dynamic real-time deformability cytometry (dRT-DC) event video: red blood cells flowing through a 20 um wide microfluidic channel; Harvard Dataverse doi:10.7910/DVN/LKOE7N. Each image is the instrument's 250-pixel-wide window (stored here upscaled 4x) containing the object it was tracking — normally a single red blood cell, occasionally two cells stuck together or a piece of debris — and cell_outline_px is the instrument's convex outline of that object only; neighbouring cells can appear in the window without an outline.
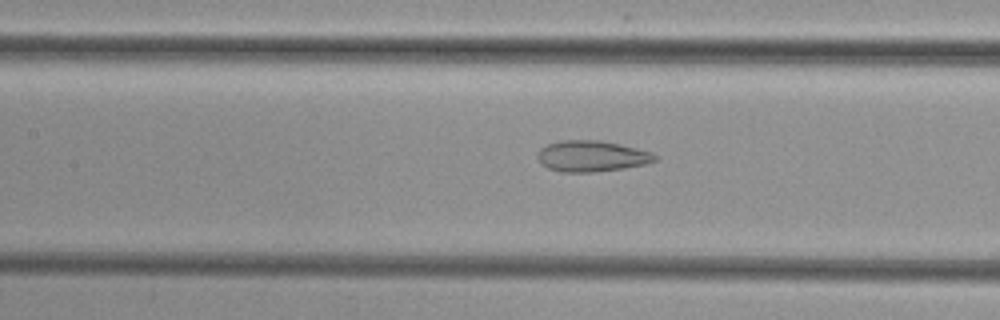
{"species": "common noctule bat (a hibernating species)", "species_latin": "Nyctalus noctula", "temperature_condition": "cold", "stored_images_in_passage": 50, "camera_frame_rate_fps": 3000, "um_per_image_px": 0.085, "animal": {"sex": "female", "body_mass_g": 29.2, "forearm_length_mm": 56.3}, "frame": {"image": 1, "passage_image": 22, "time_ms": 7.0, "image_size_px": [1000, 320], "cell_outline_px": [[656, 160], [644, 164], [624, 168], [592, 172], [560, 172], [548, 168], [540, 164], [536, 156], [536, 152], [540, 148], [548, 144], [560, 140], [600, 140], [620, 144], [652, 152], [656, 156]], "centroid_in_image_um": [50.23, 13.27], "position_along_channel_um": 157.2, "area_um2": 21.33}}
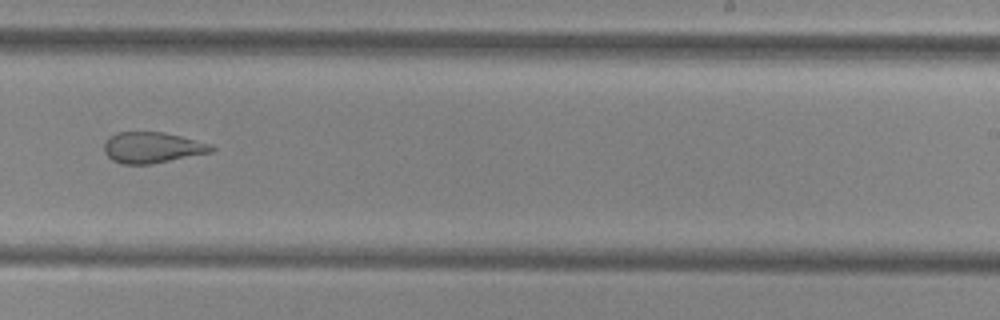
{"frame": {"image": 2, "passage_image": 31, "time_ms": 10.0, "image_size_px": [1000, 320], "cell_outline_px": [[216, 148], [212, 152], [152, 164], [120, 164], [112, 160], [104, 152], [104, 144], [108, 136], [116, 132], [164, 132], [212, 144]], "centroid_in_image_um": [12.93, 12.54], "position_along_channel_um": 276.1, "area_um2": 19.48}}
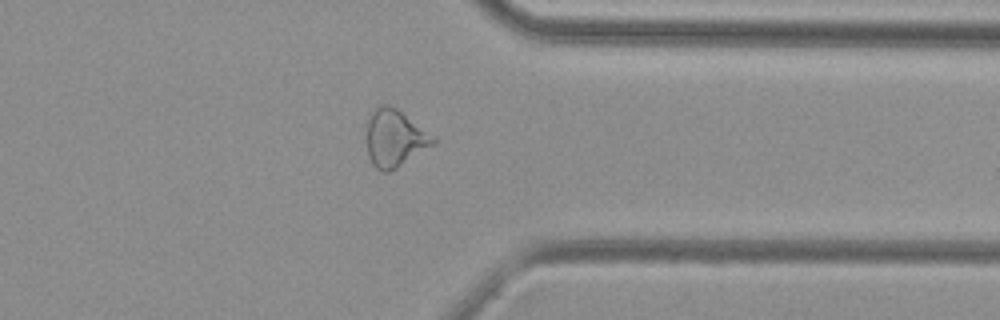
{"frame": {"image": 3, "passage_image": 39, "time_ms": 12.667, "image_size_px": [1000, 320], "cell_outline_px": [[436, 144], [396, 168], [388, 172], [380, 172], [372, 164], [368, 156], [368, 120], [376, 104], [388, 104], [396, 108], [436, 136]], "centroid_in_image_um": [33.58, 11.74], "position_along_channel_um": 377.8, "area_um2": 22.31}}